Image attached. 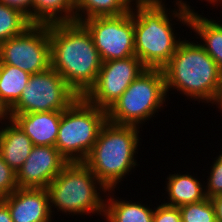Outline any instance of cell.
I'll return each mask as SVG.
<instances>
[{"instance_id": "6da1fadb", "label": "cell", "mask_w": 222, "mask_h": 222, "mask_svg": "<svg viewBox=\"0 0 222 222\" xmlns=\"http://www.w3.org/2000/svg\"><path fill=\"white\" fill-rule=\"evenodd\" d=\"M163 1L140 0L134 2L135 7L132 5L135 56L147 68L162 69L174 55L181 38L174 33L173 18L189 25L192 7L187 1H173L176 3L174 9L165 7Z\"/></svg>"}, {"instance_id": "7a4b0ae2", "label": "cell", "mask_w": 222, "mask_h": 222, "mask_svg": "<svg viewBox=\"0 0 222 222\" xmlns=\"http://www.w3.org/2000/svg\"><path fill=\"white\" fill-rule=\"evenodd\" d=\"M50 67L83 97L94 85L102 61L92 36L81 22L49 24Z\"/></svg>"}, {"instance_id": "3957f363", "label": "cell", "mask_w": 222, "mask_h": 222, "mask_svg": "<svg viewBox=\"0 0 222 222\" xmlns=\"http://www.w3.org/2000/svg\"><path fill=\"white\" fill-rule=\"evenodd\" d=\"M162 70L168 97V92L173 89L187 99L210 103L213 106L222 83V72L197 41L186 38L181 40Z\"/></svg>"}, {"instance_id": "277c9868", "label": "cell", "mask_w": 222, "mask_h": 222, "mask_svg": "<svg viewBox=\"0 0 222 222\" xmlns=\"http://www.w3.org/2000/svg\"><path fill=\"white\" fill-rule=\"evenodd\" d=\"M140 127L118 125L107 121L83 161L108 189H117L119 183L136 167Z\"/></svg>"}, {"instance_id": "5b68a950", "label": "cell", "mask_w": 222, "mask_h": 222, "mask_svg": "<svg viewBox=\"0 0 222 222\" xmlns=\"http://www.w3.org/2000/svg\"><path fill=\"white\" fill-rule=\"evenodd\" d=\"M46 190L52 215L57 208L66 216H104L106 195H101L107 194L108 189L84 162H68Z\"/></svg>"}, {"instance_id": "8992f818", "label": "cell", "mask_w": 222, "mask_h": 222, "mask_svg": "<svg viewBox=\"0 0 222 222\" xmlns=\"http://www.w3.org/2000/svg\"><path fill=\"white\" fill-rule=\"evenodd\" d=\"M167 98L163 70L147 68L107 111V121L141 128L147 120L156 117L154 115L161 107H165Z\"/></svg>"}, {"instance_id": "52a82bcc", "label": "cell", "mask_w": 222, "mask_h": 222, "mask_svg": "<svg viewBox=\"0 0 222 222\" xmlns=\"http://www.w3.org/2000/svg\"><path fill=\"white\" fill-rule=\"evenodd\" d=\"M107 122V111L78 97L62 112L55 147L68 162H83Z\"/></svg>"}, {"instance_id": "ba28073f", "label": "cell", "mask_w": 222, "mask_h": 222, "mask_svg": "<svg viewBox=\"0 0 222 222\" xmlns=\"http://www.w3.org/2000/svg\"><path fill=\"white\" fill-rule=\"evenodd\" d=\"M78 97L62 76L49 67L43 72L30 75L27 86L8 114L64 111Z\"/></svg>"}, {"instance_id": "9c48e42d", "label": "cell", "mask_w": 222, "mask_h": 222, "mask_svg": "<svg viewBox=\"0 0 222 222\" xmlns=\"http://www.w3.org/2000/svg\"><path fill=\"white\" fill-rule=\"evenodd\" d=\"M0 63L35 74L50 67L49 24H32L22 34L0 43Z\"/></svg>"}, {"instance_id": "30bf717a", "label": "cell", "mask_w": 222, "mask_h": 222, "mask_svg": "<svg viewBox=\"0 0 222 222\" xmlns=\"http://www.w3.org/2000/svg\"><path fill=\"white\" fill-rule=\"evenodd\" d=\"M90 32L102 62L135 56L133 9L118 16H97L81 21Z\"/></svg>"}, {"instance_id": "8fae6325", "label": "cell", "mask_w": 222, "mask_h": 222, "mask_svg": "<svg viewBox=\"0 0 222 222\" xmlns=\"http://www.w3.org/2000/svg\"><path fill=\"white\" fill-rule=\"evenodd\" d=\"M146 69L136 56L102 62L96 82L83 98L91 105L108 111Z\"/></svg>"}, {"instance_id": "7c38bea8", "label": "cell", "mask_w": 222, "mask_h": 222, "mask_svg": "<svg viewBox=\"0 0 222 222\" xmlns=\"http://www.w3.org/2000/svg\"><path fill=\"white\" fill-rule=\"evenodd\" d=\"M67 163L55 146H33L16 172L17 186L46 189Z\"/></svg>"}, {"instance_id": "4fadbf2b", "label": "cell", "mask_w": 222, "mask_h": 222, "mask_svg": "<svg viewBox=\"0 0 222 222\" xmlns=\"http://www.w3.org/2000/svg\"><path fill=\"white\" fill-rule=\"evenodd\" d=\"M13 222H52L49 195L42 188H17L2 198Z\"/></svg>"}, {"instance_id": "5bb4252c", "label": "cell", "mask_w": 222, "mask_h": 222, "mask_svg": "<svg viewBox=\"0 0 222 222\" xmlns=\"http://www.w3.org/2000/svg\"><path fill=\"white\" fill-rule=\"evenodd\" d=\"M63 111L8 114L34 146H55Z\"/></svg>"}, {"instance_id": "9a60e30c", "label": "cell", "mask_w": 222, "mask_h": 222, "mask_svg": "<svg viewBox=\"0 0 222 222\" xmlns=\"http://www.w3.org/2000/svg\"><path fill=\"white\" fill-rule=\"evenodd\" d=\"M33 143L11 118L0 125V154L15 172L29 156Z\"/></svg>"}, {"instance_id": "2e32d148", "label": "cell", "mask_w": 222, "mask_h": 222, "mask_svg": "<svg viewBox=\"0 0 222 222\" xmlns=\"http://www.w3.org/2000/svg\"><path fill=\"white\" fill-rule=\"evenodd\" d=\"M197 176H192L190 173L182 175L179 173L169 174L165 186L168 194L167 201L163 204L180 207L182 205L197 203L206 199L204 182L202 184Z\"/></svg>"}, {"instance_id": "e0dca14e", "label": "cell", "mask_w": 222, "mask_h": 222, "mask_svg": "<svg viewBox=\"0 0 222 222\" xmlns=\"http://www.w3.org/2000/svg\"><path fill=\"white\" fill-rule=\"evenodd\" d=\"M191 9L188 28L198 35L201 47L217 63L222 72V24ZM217 21V22H216Z\"/></svg>"}, {"instance_id": "ac0fdd59", "label": "cell", "mask_w": 222, "mask_h": 222, "mask_svg": "<svg viewBox=\"0 0 222 222\" xmlns=\"http://www.w3.org/2000/svg\"><path fill=\"white\" fill-rule=\"evenodd\" d=\"M113 191L115 192V189L108 190L106 194L104 213L106 222H153L154 208L139 201L136 203L115 198Z\"/></svg>"}, {"instance_id": "d6986e66", "label": "cell", "mask_w": 222, "mask_h": 222, "mask_svg": "<svg viewBox=\"0 0 222 222\" xmlns=\"http://www.w3.org/2000/svg\"><path fill=\"white\" fill-rule=\"evenodd\" d=\"M76 21L71 0H33L32 24H54Z\"/></svg>"}, {"instance_id": "ffe728a7", "label": "cell", "mask_w": 222, "mask_h": 222, "mask_svg": "<svg viewBox=\"0 0 222 222\" xmlns=\"http://www.w3.org/2000/svg\"><path fill=\"white\" fill-rule=\"evenodd\" d=\"M30 75L18 67L0 63V103L7 111L19 100Z\"/></svg>"}, {"instance_id": "44dd1931", "label": "cell", "mask_w": 222, "mask_h": 222, "mask_svg": "<svg viewBox=\"0 0 222 222\" xmlns=\"http://www.w3.org/2000/svg\"><path fill=\"white\" fill-rule=\"evenodd\" d=\"M133 0H77L76 22L97 16H118L131 11Z\"/></svg>"}, {"instance_id": "7402d4cb", "label": "cell", "mask_w": 222, "mask_h": 222, "mask_svg": "<svg viewBox=\"0 0 222 222\" xmlns=\"http://www.w3.org/2000/svg\"><path fill=\"white\" fill-rule=\"evenodd\" d=\"M31 25L23 13L0 3V43L22 34Z\"/></svg>"}, {"instance_id": "603a6c76", "label": "cell", "mask_w": 222, "mask_h": 222, "mask_svg": "<svg viewBox=\"0 0 222 222\" xmlns=\"http://www.w3.org/2000/svg\"><path fill=\"white\" fill-rule=\"evenodd\" d=\"M182 222H216L214 205L210 198L179 207Z\"/></svg>"}, {"instance_id": "cb8c5ba5", "label": "cell", "mask_w": 222, "mask_h": 222, "mask_svg": "<svg viewBox=\"0 0 222 222\" xmlns=\"http://www.w3.org/2000/svg\"><path fill=\"white\" fill-rule=\"evenodd\" d=\"M212 164L210 166V174L208 173L209 176L206 179L207 182H205L207 185H204L206 197L210 199L222 195V151L216 156Z\"/></svg>"}, {"instance_id": "d4e9b609", "label": "cell", "mask_w": 222, "mask_h": 222, "mask_svg": "<svg viewBox=\"0 0 222 222\" xmlns=\"http://www.w3.org/2000/svg\"><path fill=\"white\" fill-rule=\"evenodd\" d=\"M17 188L16 172L9 167L0 154V199L10 195Z\"/></svg>"}, {"instance_id": "484cf974", "label": "cell", "mask_w": 222, "mask_h": 222, "mask_svg": "<svg viewBox=\"0 0 222 222\" xmlns=\"http://www.w3.org/2000/svg\"><path fill=\"white\" fill-rule=\"evenodd\" d=\"M153 222H182L179 207L163 203L154 206Z\"/></svg>"}, {"instance_id": "4316f807", "label": "cell", "mask_w": 222, "mask_h": 222, "mask_svg": "<svg viewBox=\"0 0 222 222\" xmlns=\"http://www.w3.org/2000/svg\"><path fill=\"white\" fill-rule=\"evenodd\" d=\"M0 3L20 11L32 23L33 0H0Z\"/></svg>"}, {"instance_id": "83f0119b", "label": "cell", "mask_w": 222, "mask_h": 222, "mask_svg": "<svg viewBox=\"0 0 222 222\" xmlns=\"http://www.w3.org/2000/svg\"><path fill=\"white\" fill-rule=\"evenodd\" d=\"M214 205L216 222H222V195H218L211 198Z\"/></svg>"}, {"instance_id": "f1b7e54d", "label": "cell", "mask_w": 222, "mask_h": 222, "mask_svg": "<svg viewBox=\"0 0 222 222\" xmlns=\"http://www.w3.org/2000/svg\"><path fill=\"white\" fill-rule=\"evenodd\" d=\"M0 222H13L8 205L0 199Z\"/></svg>"}, {"instance_id": "f546056e", "label": "cell", "mask_w": 222, "mask_h": 222, "mask_svg": "<svg viewBox=\"0 0 222 222\" xmlns=\"http://www.w3.org/2000/svg\"><path fill=\"white\" fill-rule=\"evenodd\" d=\"M214 105L216 104V107L219 108L222 111V83L219 87V91L217 94V97L213 103ZM218 105V106H217Z\"/></svg>"}, {"instance_id": "4dcf8cb0", "label": "cell", "mask_w": 222, "mask_h": 222, "mask_svg": "<svg viewBox=\"0 0 222 222\" xmlns=\"http://www.w3.org/2000/svg\"><path fill=\"white\" fill-rule=\"evenodd\" d=\"M9 118L8 111L0 103V121H5Z\"/></svg>"}, {"instance_id": "1f68e13d", "label": "cell", "mask_w": 222, "mask_h": 222, "mask_svg": "<svg viewBox=\"0 0 222 222\" xmlns=\"http://www.w3.org/2000/svg\"><path fill=\"white\" fill-rule=\"evenodd\" d=\"M205 1H207L208 3L214 6H217V8H218V5L221 4V0H205Z\"/></svg>"}]
</instances>
